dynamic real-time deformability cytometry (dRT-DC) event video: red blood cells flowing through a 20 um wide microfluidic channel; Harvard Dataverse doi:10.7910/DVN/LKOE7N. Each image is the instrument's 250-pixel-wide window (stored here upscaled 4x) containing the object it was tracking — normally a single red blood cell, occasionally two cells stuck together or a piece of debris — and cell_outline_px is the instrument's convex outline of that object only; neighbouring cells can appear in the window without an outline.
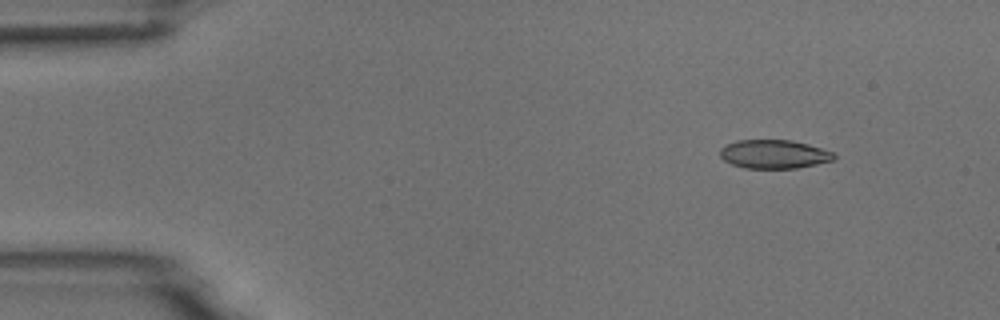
{"species": "common noctule bat (a hibernating species)", "species_latin": "Nyctalus noctula", "temperature_condition": "room temperature", "stored_images_in_passage": 5, "camera_frame_rate_fps": 3000, "um_per_image_px": 0.085, "animal": {"sex": "male", "body_mass_g": 18.8}, "frame": {"image": 1, "passage_image": 2, "time_ms": 0.333, "image_size_px": [1000, 320], "cell_outline_px": [[836, 156], [832, 160], [816, 164], [796, 168], [744, 168], [732, 164], [724, 160], [720, 156], [720, 148], [736, 140], [792, 140], [808, 144], [836, 152]], "centroid_in_image_um": [65.8, 13.1], "position_along_channel_um": 19.2, "area_um2": 19.07}}
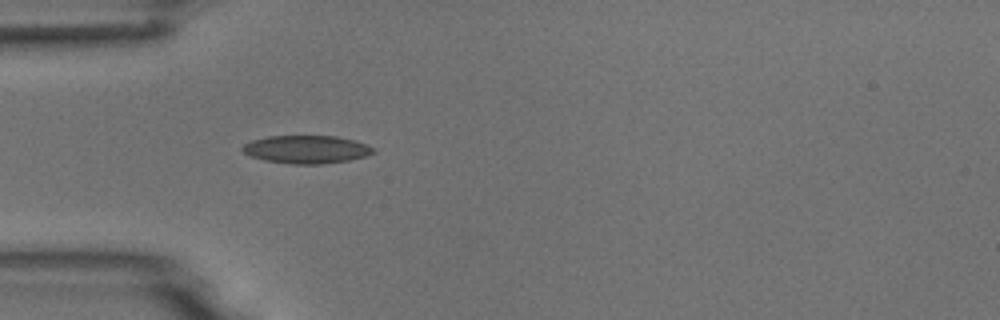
{"frame": {"image": 2, "passage_image": 5, "time_ms": 1.333, "image_size_px": [1000, 320], "cell_outline_px": [[376, 152], [364, 156], [348, 160], [320, 164], [292, 164], [264, 160], [252, 156], [244, 152], [240, 148], [244, 144], [252, 140], [268, 136], [336, 136], [352, 140], [376, 148]], "centroid_in_image_um": [26.04, 12.7], "position_along_channel_um": 59.0, "area_um2": 21.15}}